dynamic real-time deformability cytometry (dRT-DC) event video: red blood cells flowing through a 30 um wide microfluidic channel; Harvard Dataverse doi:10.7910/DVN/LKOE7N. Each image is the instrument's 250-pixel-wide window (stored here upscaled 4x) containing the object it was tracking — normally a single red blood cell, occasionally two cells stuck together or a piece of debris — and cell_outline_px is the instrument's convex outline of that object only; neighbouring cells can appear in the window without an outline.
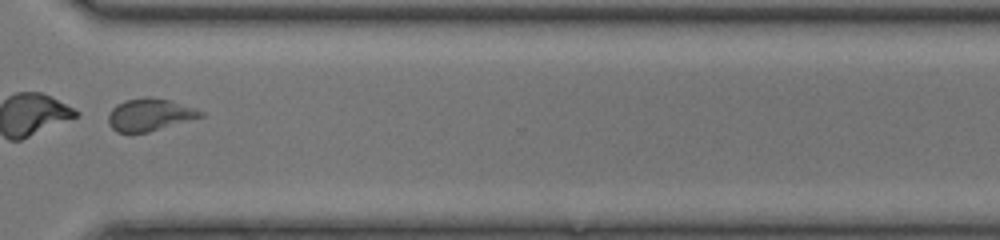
{"species": "common noctule bat (a hibernating species)", "species_latin": "Nyctalus noctula", "temperature_condition": "room temperature", "stored_images_in_passage": 43, "segment_of_instrument_passage": [2, 2], "camera_frame_rate_fps": 3000, "um_per_image_px": 0.085, "animal": {"sex": "female", "body_mass_g": 17.0, "forearm_length_mm": 48.0}, "frame": {"image": 1, "passage_image": 31, "time_ms": 10.0, "image_size_px": [1000, 240], "cell_outline_px": [[204, 116], [148, 132], [116, 132], [108, 124], [108, 116], [112, 108], [116, 104], [124, 100], [168, 100], [196, 108], [204, 112]], "centroid_in_image_um": [12.71, 9.79], "position_along_channel_um": 357.9, "area_um2": 16.7}}